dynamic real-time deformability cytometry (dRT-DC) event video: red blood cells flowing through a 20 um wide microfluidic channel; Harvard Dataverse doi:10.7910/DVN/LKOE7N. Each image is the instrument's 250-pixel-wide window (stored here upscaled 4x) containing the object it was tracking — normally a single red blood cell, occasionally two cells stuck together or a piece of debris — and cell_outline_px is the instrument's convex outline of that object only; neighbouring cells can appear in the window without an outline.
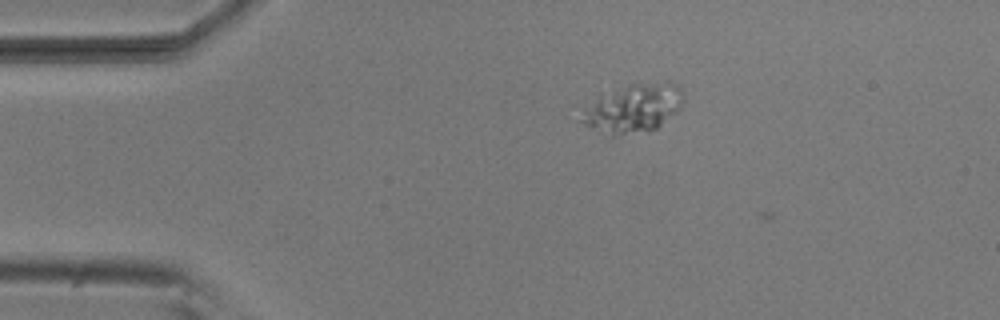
{"species": "common noctule bat (a hibernating species)", "species_latin": "Nyctalus noctula", "temperature_condition": "room temperature", "stored_images_in_passage": 4, "camera_frame_rate_fps": 3000, "um_per_image_px": 0.085, "animal": {"sex": "male", "body_mass_g": 20.5, "forearm_length_mm": 52.5}, "frame": {"image": 1, "passage_image": 1, "time_ms": 0.0, "image_size_px": [1000, 320], "cell_outline_px": [[684, 104], [676, 112], [656, 128], [648, 132], [620, 136], [612, 136], [584, 124], [576, 120], [600, 92], [628, 84], [664, 80], [668, 80], [680, 84], [684, 92]], "centroid_in_image_um": [53.86, 9.16], "position_along_channel_um": 31.1, "area_um2": 29.94}}